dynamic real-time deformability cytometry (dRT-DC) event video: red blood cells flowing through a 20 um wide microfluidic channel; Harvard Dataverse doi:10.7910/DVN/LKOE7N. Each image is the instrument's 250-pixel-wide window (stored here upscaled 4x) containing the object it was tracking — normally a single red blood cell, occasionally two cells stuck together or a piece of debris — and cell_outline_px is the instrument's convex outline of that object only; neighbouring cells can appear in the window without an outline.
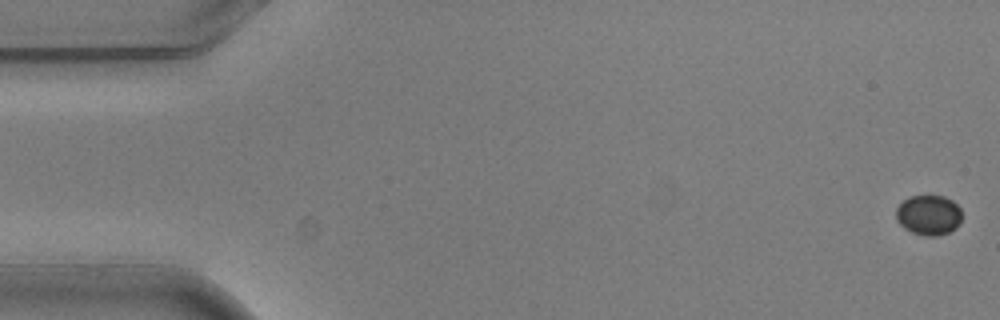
{"species": "common noctule bat (a hibernating species)", "species_latin": "Nyctalus noctula", "temperature_condition": "warm", "stored_images_in_passage": 5, "camera_frame_rate_fps": 3000, "um_per_image_px": 0.085, "animal": {"sex": "male", "body_mass_g": 20.5, "forearm_length_mm": 52.5}, "frame": {"image": 1, "passage_image": 1, "time_ms": 0.0, "image_size_px": [1000, 320], "cell_outline_px": [[960, 224], [956, 228], [948, 232], [936, 236], [924, 236], [912, 232], [904, 228], [896, 220], [896, 208], [908, 196], [944, 196], [952, 200], [960, 208]], "centroid_in_image_um": [78.92, 18.28], "position_along_channel_um": 6.1, "area_um2": 15.37}}
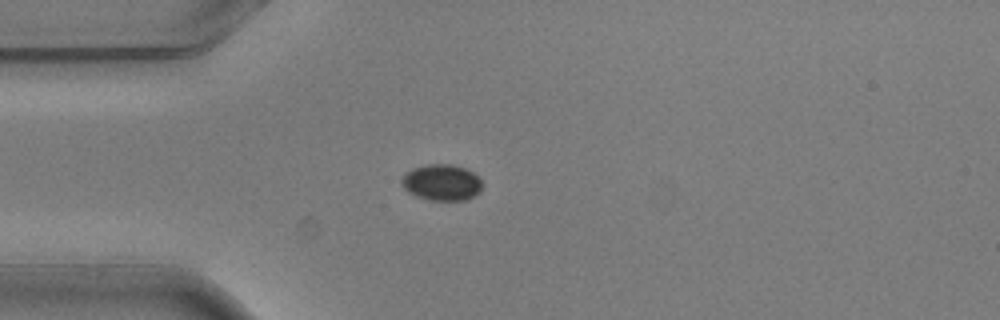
{"frame": {"image": 2, "passage_image": 4, "time_ms": 1.0, "image_size_px": [1000, 320], "cell_outline_px": [[480, 192], [464, 200], [428, 200], [416, 196], [408, 192], [400, 184], [400, 180], [404, 172], [412, 168], [428, 164], [452, 164], [464, 168], [472, 172], [480, 180]], "centroid_in_image_um": [37.47, 15.5], "position_along_channel_um": 47.5, "area_um2": 16.99}}